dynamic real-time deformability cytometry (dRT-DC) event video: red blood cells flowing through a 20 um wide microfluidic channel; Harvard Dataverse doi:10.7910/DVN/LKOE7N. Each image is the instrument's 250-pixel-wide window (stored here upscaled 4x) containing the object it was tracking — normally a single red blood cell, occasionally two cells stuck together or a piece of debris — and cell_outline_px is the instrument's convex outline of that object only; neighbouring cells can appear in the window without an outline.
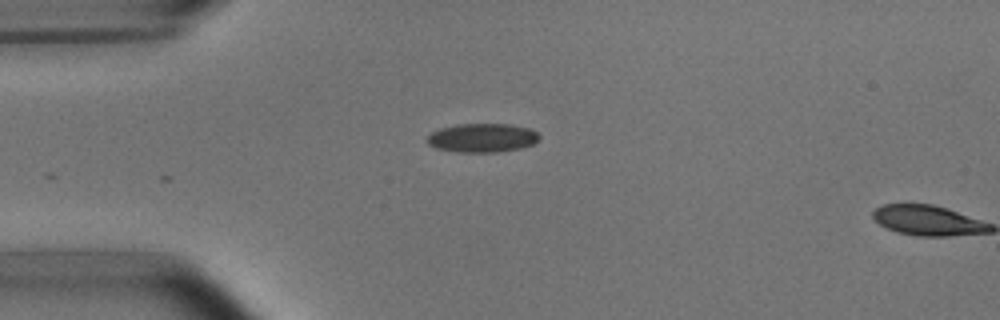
{"species": "common noctule bat (a hibernating species)", "species_latin": "Nyctalus noctula", "temperature_condition": "room temperature", "stored_images_in_passage": 2, "camera_frame_rate_fps": 3000, "um_per_image_px": 0.085, "animal": {"sex": "male", "body_mass_g": 15.6}, "frame": {"image": 1, "passage_image": 1, "time_ms": 0.0, "image_size_px": [1000, 320], "cell_outline_px": [[540, 136], [532, 144], [520, 148], [496, 152], [456, 152], [436, 148], [428, 144], [424, 140], [432, 132], [440, 128], [456, 124], [508, 124], [528, 128], [536, 132]], "centroid_in_image_um": [40.93, 11.71], "position_along_channel_um": 44.1, "area_um2": 18.79}}